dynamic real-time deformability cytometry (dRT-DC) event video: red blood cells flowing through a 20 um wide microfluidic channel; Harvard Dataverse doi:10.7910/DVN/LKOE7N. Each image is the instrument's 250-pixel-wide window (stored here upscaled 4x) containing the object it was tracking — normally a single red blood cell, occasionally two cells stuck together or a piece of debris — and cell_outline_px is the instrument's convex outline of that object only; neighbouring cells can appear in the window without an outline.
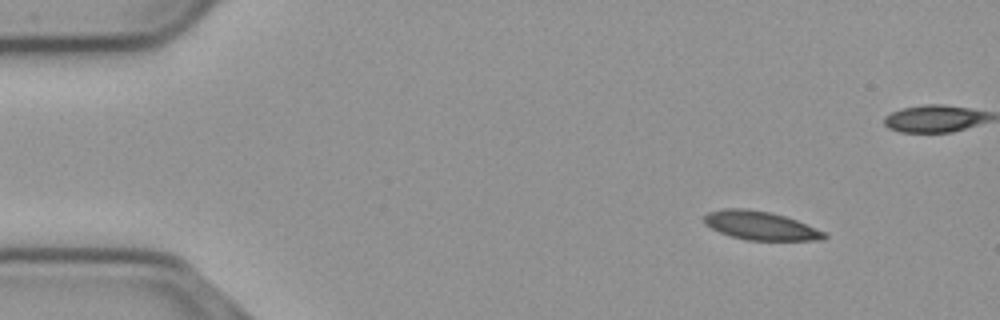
{"species": "common noctule bat (a hibernating species)", "species_latin": "Nyctalus noctula", "temperature_condition": "cold", "stored_images_in_passage": 10, "camera_frame_rate_fps": 3000, "um_per_image_px": 0.085, "animal": {"sex": "male", "body_mass_g": 23.1, "forearm_length_mm": 52.7}, "frame": {"image": 1, "passage_image": 1, "time_ms": 0.0, "image_size_px": [1000, 320], "cell_outline_px": [[828, 236], [824, 240], [744, 240], [720, 232], [712, 228], [704, 220], [704, 216], [708, 212], [724, 208], [744, 208], [768, 212], [784, 216], [796, 220], [824, 232]], "centroid_in_image_um": [64.64, 19.18], "position_along_channel_um": 20.4, "area_um2": 19.71}}